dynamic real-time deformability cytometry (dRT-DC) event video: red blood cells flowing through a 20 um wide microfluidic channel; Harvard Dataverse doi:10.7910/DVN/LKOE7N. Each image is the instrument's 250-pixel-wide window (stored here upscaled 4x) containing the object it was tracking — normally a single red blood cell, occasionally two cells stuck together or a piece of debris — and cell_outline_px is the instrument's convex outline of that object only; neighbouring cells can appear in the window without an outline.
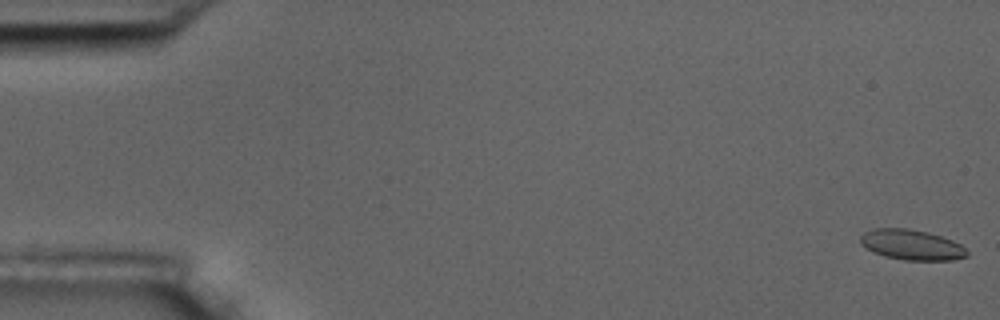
{"species": "common noctule bat (a hibernating species)", "species_latin": "Nyctalus noctula", "temperature_condition": "room temperature", "stored_images_in_passage": 5, "camera_frame_rate_fps": 3000, "um_per_image_px": 0.085, "animal": {"sex": "male", "body_mass_g": 17.5, "forearm_length_mm": 52.3}, "frame": {"image": 1, "passage_image": 1, "time_ms": 0.0, "image_size_px": [1000, 320], "cell_outline_px": [[968, 256], [952, 260], [904, 260], [884, 256], [860, 244], [860, 236], [864, 232], [872, 228], [908, 228], [928, 232], [952, 240], [960, 244], [968, 252]], "centroid_in_image_um": [77.48, 20.8], "position_along_channel_um": 7.5, "area_um2": 18.79}}
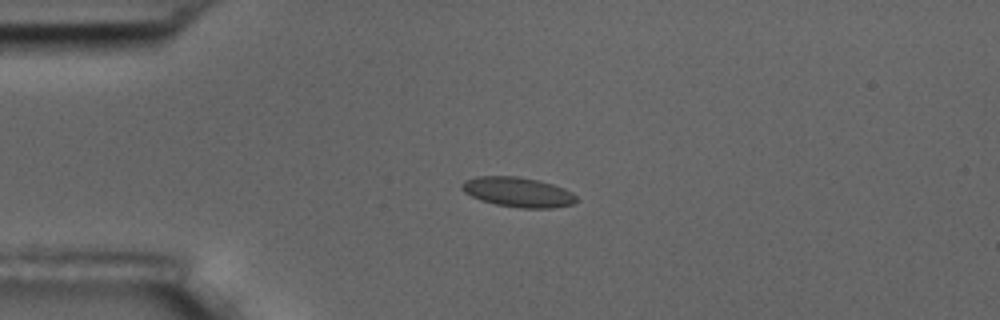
{"frame": {"image": 2, "passage_image": 4, "time_ms": 4.333, "image_size_px": [1000, 320], "cell_outline_px": [[576, 200], [572, 204], [552, 208], [520, 208], [496, 204], [480, 200], [464, 192], [460, 188], [460, 184], [464, 180], [476, 176], [516, 176], [540, 180], [564, 188], [572, 192], [576, 196]], "centroid_in_image_um": [43.99, 16.32], "position_along_channel_um": 41.0, "area_um2": 20.0}}